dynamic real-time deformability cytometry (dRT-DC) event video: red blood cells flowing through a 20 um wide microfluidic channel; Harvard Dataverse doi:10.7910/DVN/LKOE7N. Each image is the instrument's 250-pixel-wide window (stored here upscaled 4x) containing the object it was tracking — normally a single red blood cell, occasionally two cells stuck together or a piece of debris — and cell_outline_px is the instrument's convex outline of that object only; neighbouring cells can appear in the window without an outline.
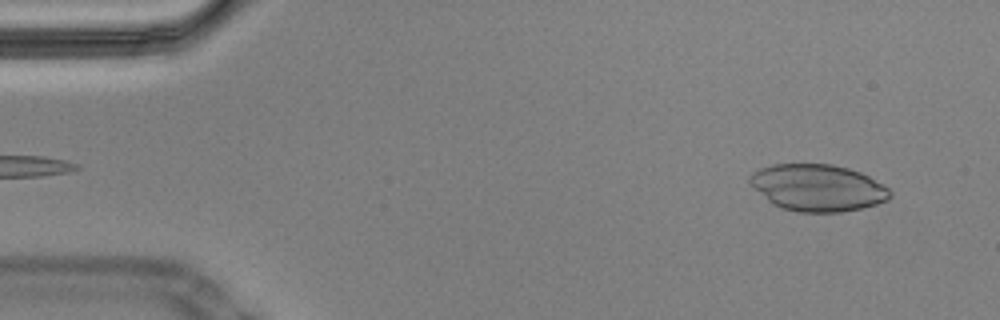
{"species": "Egyptian fruit bat (a non-hibernating species)", "species_latin": "Rousettus aegyptiacus", "temperature_condition": "cold", "stored_images_in_passage": 15, "camera_frame_rate_fps": 3000, "um_per_image_px": 0.085, "animal": {"sex": "male"}, "frame": {"image": 1, "passage_image": 3, "time_ms": 0.667, "image_size_px": [1000, 320], "cell_outline_px": [[892, 196], [888, 200], [864, 208], [840, 212], [796, 212], [772, 204], [748, 180], [752, 172], [760, 168], [772, 164], [832, 164], [848, 168], [860, 172], [868, 176], [888, 188], [892, 192]], "centroid_in_image_um": [69.53, 15.96], "position_along_channel_um": 15.5, "area_um2": 38.09}}